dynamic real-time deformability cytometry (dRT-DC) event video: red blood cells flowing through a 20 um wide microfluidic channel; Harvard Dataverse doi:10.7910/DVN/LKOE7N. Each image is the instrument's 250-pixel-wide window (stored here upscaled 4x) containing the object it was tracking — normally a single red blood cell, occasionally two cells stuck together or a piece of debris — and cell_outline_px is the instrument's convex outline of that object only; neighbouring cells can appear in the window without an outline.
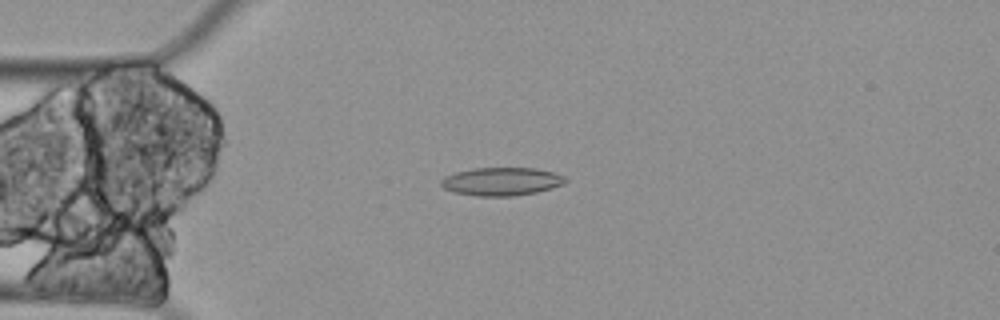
{"species": "Egyptian fruit bat (a non-hibernating species)", "species_latin": "Rousettus aegyptiacus", "temperature_condition": "cold", "stored_images_in_passage": 14, "camera_frame_rate_fps": 3000, "um_per_image_px": 0.085, "animal": {"sex": "female"}, "frame": {"image": 1, "passage_image": 3, "time_ms": 0.667, "image_size_px": [1000, 320], "cell_outline_px": [[568, 180], [564, 184], [552, 188], [536, 192], [512, 196], [476, 196], [452, 192], [444, 188], [440, 184], [440, 180], [444, 176], [456, 172], [472, 168], [536, 168], [552, 172], [564, 176]], "centroid_in_image_um": [42.61, 15.42], "position_along_channel_um": 42.4, "area_um2": 20.52}}
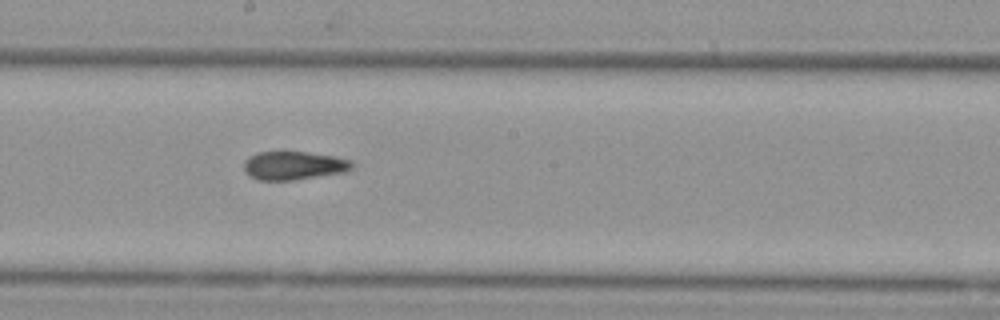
{"frame": {"image": 2, "passage_image": 8, "time_ms": 2.333, "image_size_px": [1000, 320], "cell_outline_px": [[352, 168], [344, 172], [292, 180], [256, 180], [244, 172], [244, 160], [248, 156], [256, 152], [308, 152], [336, 156], [348, 160], [352, 164]], "centroid_in_image_um": [24.9, 14.07], "position_along_channel_um": 223.3, "area_um2": 17.92}}
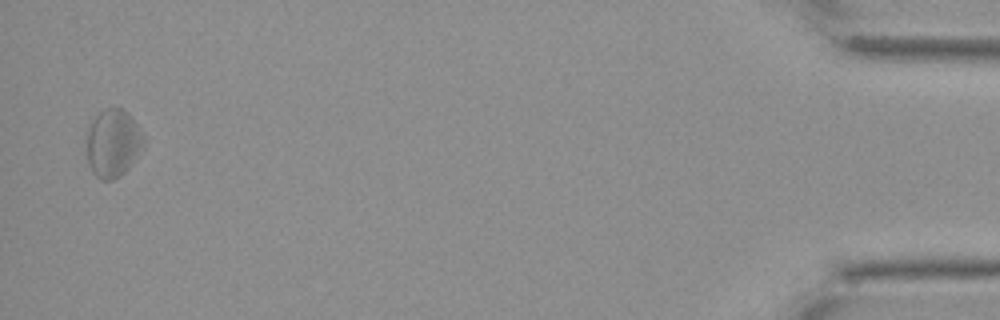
{"frame": {"image": 3, "passage_image": 14, "time_ms": 4.333, "image_size_px": [1000, 320], "cell_outline_px": [[144, 144], [128, 168], [120, 176], [112, 180], [100, 180], [92, 172], [88, 164], [88, 132], [96, 116], [104, 108], [124, 108], [128, 112], [144, 136]], "centroid_in_image_um": [9.61, 12.18], "position_along_channel_um": 425.6, "area_um2": 22.14}}